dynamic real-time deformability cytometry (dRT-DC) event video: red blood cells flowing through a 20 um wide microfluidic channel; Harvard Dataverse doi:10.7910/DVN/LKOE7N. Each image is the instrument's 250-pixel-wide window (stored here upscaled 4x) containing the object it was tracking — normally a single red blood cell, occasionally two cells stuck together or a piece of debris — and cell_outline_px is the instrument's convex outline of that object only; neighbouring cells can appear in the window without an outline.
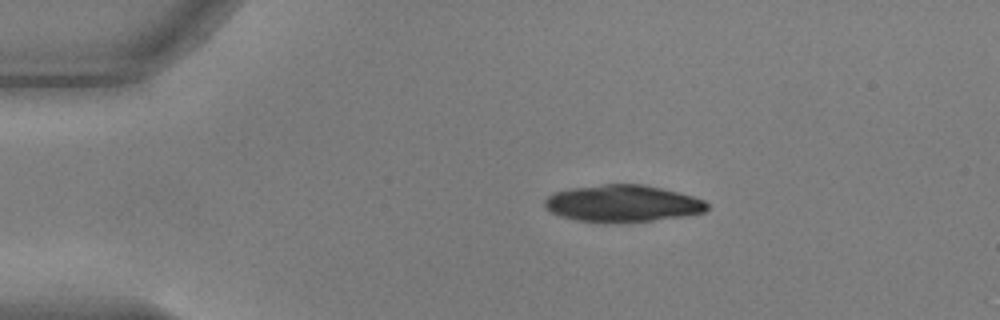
{"species": "common noctule bat (a hibernating species)", "species_latin": "Nyctalus noctula", "temperature_condition": "warm", "stored_images_in_passage": 45, "camera_frame_rate_fps": 3000, "um_per_image_px": 0.085, "animal": {"sex": "male", "body_mass_g": 17.9, "forearm_length_mm": 54.2}, "frame": {"image": 1, "passage_image": 1, "time_ms": 0.0, "image_size_px": [1000, 320], "cell_outline_px": [[708, 208], [704, 212], [684, 216], [652, 220], [604, 224], [576, 220], [560, 216], [544, 208], [544, 200], [552, 192], [572, 188], [604, 184], [644, 184], [692, 196], [704, 200], [708, 204]], "centroid_in_image_um": [52.87, 17.31], "position_along_channel_um": 32.1, "area_um2": 35.14}}